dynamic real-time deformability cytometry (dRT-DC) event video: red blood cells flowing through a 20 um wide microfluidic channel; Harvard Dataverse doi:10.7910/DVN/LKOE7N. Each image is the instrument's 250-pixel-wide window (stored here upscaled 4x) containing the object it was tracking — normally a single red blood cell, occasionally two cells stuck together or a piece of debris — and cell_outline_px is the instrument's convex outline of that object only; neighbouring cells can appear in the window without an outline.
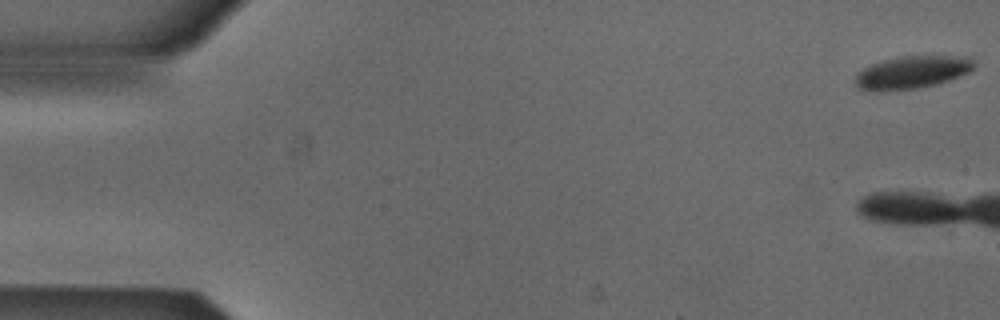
{"species": "Egyptian fruit bat (a non-hibernating species)", "species_latin": "Rousettus aegyptiacus", "temperature_condition": "cold", "stored_images_in_passage": 9, "camera_frame_rate_fps": 3000, "um_per_image_px": 0.085, "animal": {"sex": "male"}, "frame": {"image": 1, "passage_image": 1, "time_ms": 0.0, "image_size_px": [1000, 320], "cell_outline_px": [[976, 64], [968, 72], [948, 80], [936, 84], [916, 88], [884, 92], [876, 92], [856, 88], [856, 76], [864, 68], [880, 60], [900, 56], [972, 56]], "centroid_in_image_um": [77.51, 6.14], "position_along_channel_um": 7.5, "area_um2": 22.77}}